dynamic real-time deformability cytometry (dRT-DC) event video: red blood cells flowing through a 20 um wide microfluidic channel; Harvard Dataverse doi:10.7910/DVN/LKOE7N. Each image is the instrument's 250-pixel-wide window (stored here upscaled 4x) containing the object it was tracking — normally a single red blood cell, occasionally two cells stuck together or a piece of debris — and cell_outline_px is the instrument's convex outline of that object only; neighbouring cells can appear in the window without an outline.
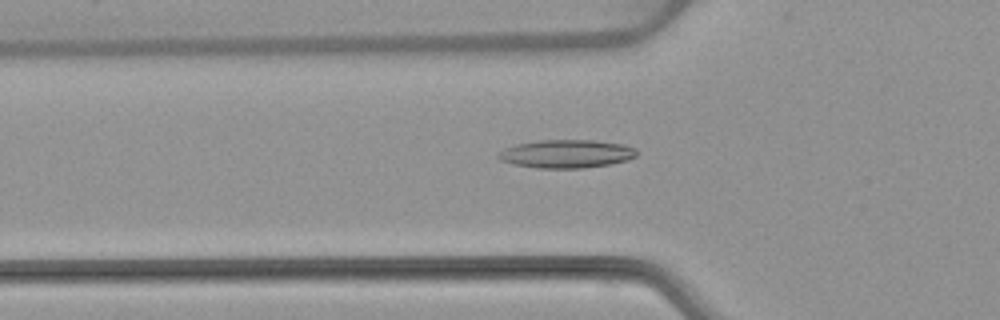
{"species": "common noctule bat (a hibernating species)", "species_latin": "Nyctalus noctula", "temperature_condition": "warm", "stored_images_in_passage": 53, "camera_frame_rate_fps": 3000, "um_per_image_px": 0.085, "animal": {"sex": "female", "body_mass_g": 22.7, "forearm_length_mm": 54.2}, "frame": {"image": 1, "passage_image": 18, "time_ms": 5.667, "image_size_px": [1000, 320], "cell_outline_px": [[636, 156], [628, 160], [608, 164], [584, 168], [536, 168], [516, 164], [500, 160], [496, 156], [496, 152], [504, 148], [516, 144], [540, 140], [592, 140], [624, 144], [636, 148]], "centroid_in_image_um": [48.12, 13.07], "position_along_channel_um": 77.7, "area_um2": 22.83}}
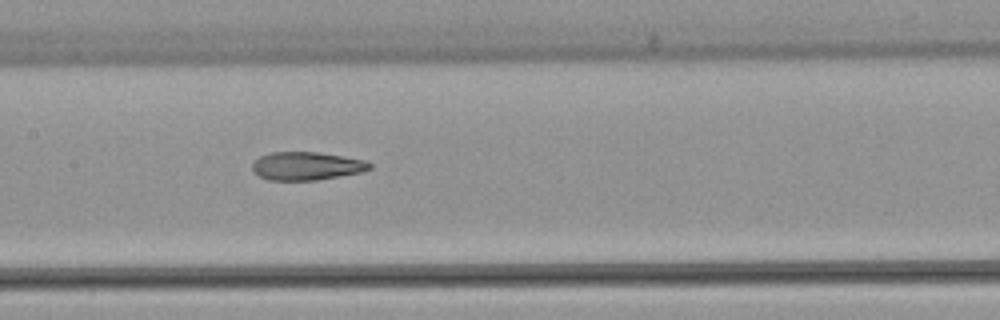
{"frame": {"image": 2, "passage_image": 26, "time_ms": 8.333, "image_size_px": [1000, 320], "cell_outline_px": [[372, 168], [360, 172], [316, 180], [268, 180], [260, 176], [252, 168], [252, 164], [260, 156], [272, 152], [316, 152], [364, 160], [372, 164]], "centroid_in_image_um": [26.05, 14.11], "position_along_channel_um": 181.4, "area_um2": 18.96}}
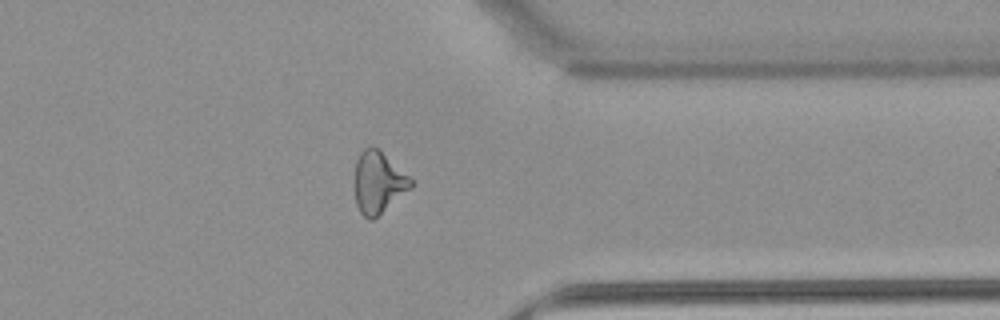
{"frame": {"image": 3, "passage_image": 42, "time_ms": 13.667, "image_size_px": [1000, 320], "cell_outline_px": [[412, 188], [372, 220], [368, 220], [360, 212], [356, 204], [352, 188], [352, 180], [356, 160], [360, 152], [364, 148], [372, 144], [408, 176], [412, 180]], "centroid_in_image_um": [32.07, 15.51], "position_along_channel_um": 379.3, "area_um2": 20.52}, "authors_computed_cell_mechanics": {"area_um2": 20.4612, "velocity_mm_per_s": 3.8546, "shape_relaxation_time_tau1_ms": 9.804, "shape_relaxation_time_tau2_ms": 1.9452, "deformation_change_tau1": 0.2671, "deformation_change_tau2": 0.1099}}